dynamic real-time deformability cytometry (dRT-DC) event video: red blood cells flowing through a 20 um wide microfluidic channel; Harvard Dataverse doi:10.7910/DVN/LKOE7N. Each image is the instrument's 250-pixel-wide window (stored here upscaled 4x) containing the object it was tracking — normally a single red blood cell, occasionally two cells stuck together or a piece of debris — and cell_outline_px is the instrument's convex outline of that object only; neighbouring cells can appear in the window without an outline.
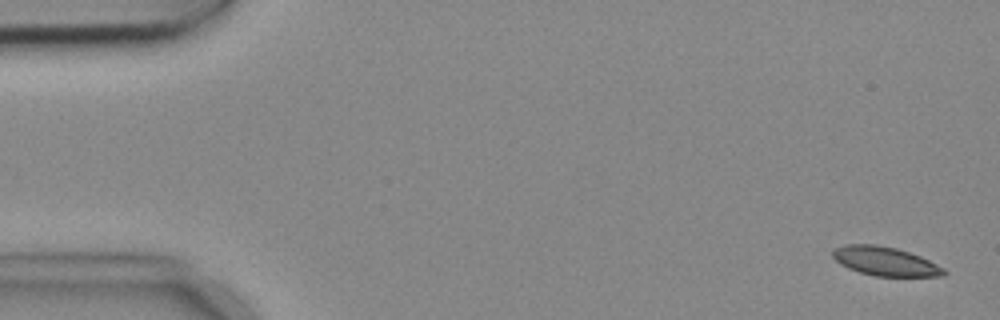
{"species": "common noctule bat (a hibernating species)", "species_latin": "Nyctalus noctula", "temperature_condition": "cold", "stored_images_in_passage": 8, "camera_frame_rate_fps": 3000, "um_per_image_px": 0.085, "animal": {"sex": "female", "body_mass_g": 18.4}, "frame": {"image": 1, "passage_image": 1, "time_ms": 0.0, "image_size_px": [1000, 320], "cell_outline_px": [[948, 272], [944, 276], [876, 276], [860, 272], [848, 268], [840, 264], [832, 256], [832, 248], [848, 244], [876, 244], [896, 248], [920, 256], [944, 268]], "centroid_in_image_um": [75.22, 22.2], "position_along_channel_um": 9.8, "area_um2": 18.73}}
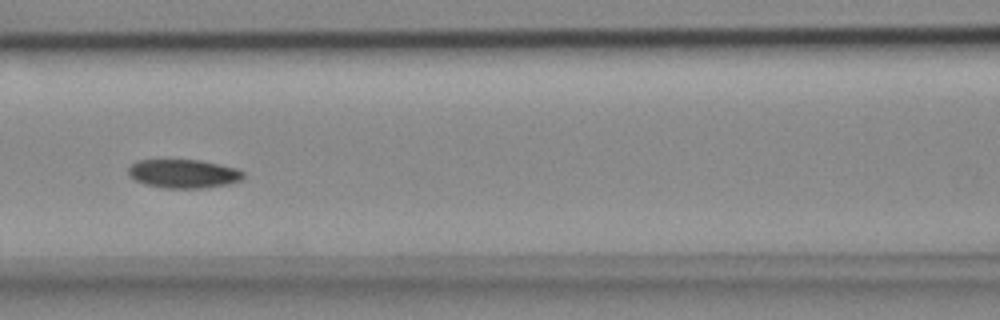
{"frame": {"image": 2, "passage_image": 7, "time_ms": 2.0, "image_size_px": [1000, 320], "cell_outline_px": [[244, 176], [240, 180], [228, 184], [204, 188], [164, 188], [144, 184], [128, 176], [128, 168], [136, 160], [200, 160], [220, 164], [236, 168], [244, 172]], "centroid_in_image_um": [15.58, 14.76], "position_along_channel_um": 151.0, "area_um2": 19.31}}
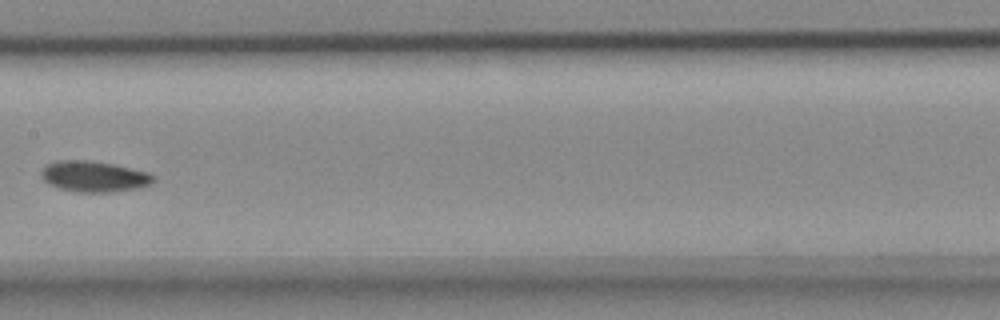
{"frame": {"image": 3, "passage_image": 8, "time_ms": 2.333, "image_size_px": [1000, 320], "cell_outline_px": [[156, 176], [152, 184], [140, 188], [112, 192], [76, 192], [60, 188], [48, 184], [40, 176], [40, 172], [48, 164], [56, 160], [88, 160], [116, 164], [148, 172]], "centroid_in_image_um": [8.02, 15.0], "position_along_channel_um": 199.4, "area_um2": 20.46}}